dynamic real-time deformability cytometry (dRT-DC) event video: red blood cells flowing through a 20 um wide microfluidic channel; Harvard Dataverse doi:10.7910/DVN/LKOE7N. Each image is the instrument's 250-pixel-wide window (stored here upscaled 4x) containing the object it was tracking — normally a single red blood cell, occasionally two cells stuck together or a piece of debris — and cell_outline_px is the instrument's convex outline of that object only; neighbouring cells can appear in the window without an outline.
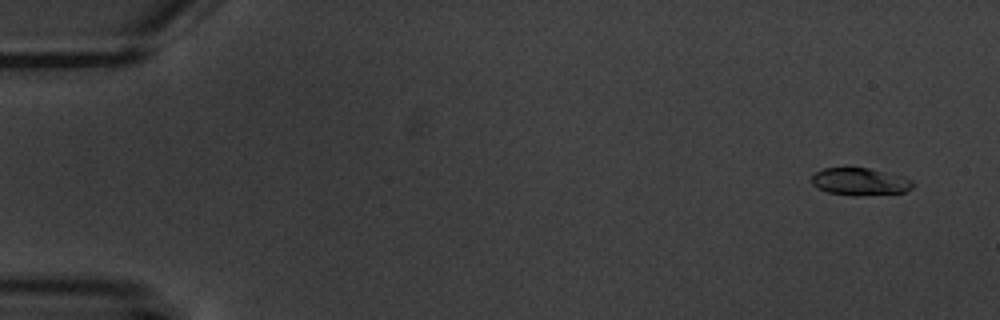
{"species": "common noctule bat (a hibernating species)", "species_latin": "Nyctalus noctula", "temperature_condition": "warm", "stored_images_in_passage": 5, "camera_frame_rate_fps": 3000, "um_per_image_px": 0.085, "animal": {"sex": "male", "body_mass_g": 20.1, "forearm_length_mm": 53.5}, "frame": {"image": 1, "passage_image": 1, "time_ms": 0.0, "image_size_px": [1000, 320], "cell_outline_px": [[916, 184], [912, 188], [904, 192], [860, 196], [852, 196], [828, 192], [812, 184], [812, 176], [816, 172], [824, 168], [868, 168], [904, 176], [912, 180]], "centroid_in_image_um": [73.15, 15.45], "position_along_channel_um": 11.9, "area_um2": 16.18}}
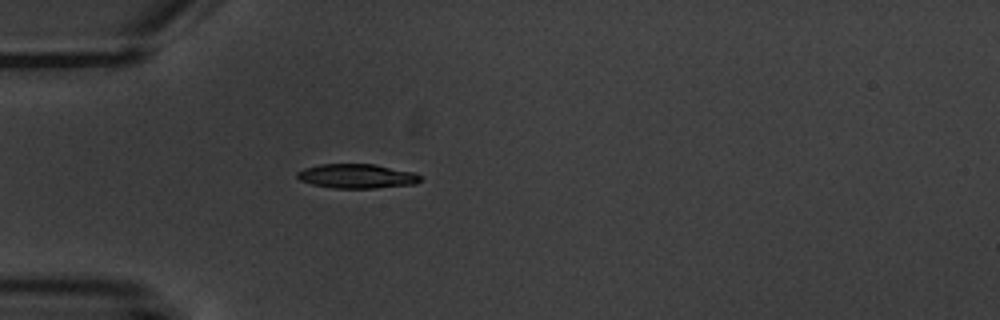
{"frame": {"image": 2, "passage_image": 5, "time_ms": 4.667, "image_size_px": [1000, 320], "cell_outline_px": [[420, 180], [416, 184], [376, 188], [332, 188], [312, 184], [300, 180], [296, 176], [296, 172], [304, 168], [320, 164], [376, 164], [416, 172], [420, 176]], "centroid_in_image_um": [30.35, 14.96], "position_along_channel_um": 54.7, "area_um2": 17.63}}